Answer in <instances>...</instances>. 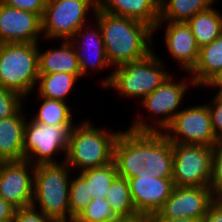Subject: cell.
Returning <instances> with one entry per match:
<instances>
[{
  "label": "cell",
  "mask_w": 222,
  "mask_h": 222,
  "mask_svg": "<svg viewBox=\"0 0 222 222\" xmlns=\"http://www.w3.org/2000/svg\"><path fill=\"white\" fill-rule=\"evenodd\" d=\"M118 176L172 178V142L162 132H120L113 149Z\"/></svg>",
  "instance_id": "1"
},
{
  "label": "cell",
  "mask_w": 222,
  "mask_h": 222,
  "mask_svg": "<svg viewBox=\"0 0 222 222\" xmlns=\"http://www.w3.org/2000/svg\"><path fill=\"white\" fill-rule=\"evenodd\" d=\"M93 17L100 25L106 57L111 67L117 68L141 60L153 52L152 36L155 34L151 26L98 9Z\"/></svg>",
  "instance_id": "2"
},
{
  "label": "cell",
  "mask_w": 222,
  "mask_h": 222,
  "mask_svg": "<svg viewBox=\"0 0 222 222\" xmlns=\"http://www.w3.org/2000/svg\"><path fill=\"white\" fill-rule=\"evenodd\" d=\"M112 131V132H111ZM120 131L97 128L88 120L71 130L65 162L71 169L83 171L113 162V149Z\"/></svg>",
  "instance_id": "3"
},
{
  "label": "cell",
  "mask_w": 222,
  "mask_h": 222,
  "mask_svg": "<svg viewBox=\"0 0 222 222\" xmlns=\"http://www.w3.org/2000/svg\"><path fill=\"white\" fill-rule=\"evenodd\" d=\"M71 173L65 162L35 165L32 206L55 222H70Z\"/></svg>",
  "instance_id": "4"
},
{
  "label": "cell",
  "mask_w": 222,
  "mask_h": 222,
  "mask_svg": "<svg viewBox=\"0 0 222 222\" xmlns=\"http://www.w3.org/2000/svg\"><path fill=\"white\" fill-rule=\"evenodd\" d=\"M161 59L153 51L141 60L113 68L109 76L102 80L101 86L118 91L121 98L139 97V100H143L171 75Z\"/></svg>",
  "instance_id": "5"
},
{
  "label": "cell",
  "mask_w": 222,
  "mask_h": 222,
  "mask_svg": "<svg viewBox=\"0 0 222 222\" xmlns=\"http://www.w3.org/2000/svg\"><path fill=\"white\" fill-rule=\"evenodd\" d=\"M40 43L0 44V86L29 98L39 77Z\"/></svg>",
  "instance_id": "6"
},
{
  "label": "cell",
  "mask_w": 222,
  "mask_h": 222,
  "mask_svg": "<svg viewBox=\"0 0 222 222\" xmlns=\"http://www.w3.org/2000/svg\"><path fill=\"white\" fill-rule=\"evenodd\" d=\"M175 78L170 75L154 92L147 95L140 104L145 108L150 116L149 121L140 117L139 114L134 119L133 124L128 128L135 132H163L164 129L172 122L174 116L182 109L180 107L188 86H194L195 83L190 77L189 79L183 78L179 82L173 81ZM183 80V81H182ZM180 110H179V109ZM154 117V121L152 118ZM152 121V122H151ZM153 123V124H152Z\"/></svg>",
  "instance_id": "7"
},
{
  "label": "cell",
  "mask_w": 222,
  "mask_h": 222,
  "mask_svg": "<svg viewBox=\"0 0 222 222\" xmlns=\"http://www.w3.org/2000/svg\"><path fill=\"white\" fill-rule=\"evenodd\" d=\"M97 10V0H47L42 21L44 40H70L75 33L90 21ZM88 22V23H87Z\"/></svg>",
  "instance_id": "8"
},
{
  "label": "cell",
  "mask_w": 222,
  "mask_h": 222,
  "mask_svg": "<svg viewBox=\"0 0 222 222\" xmlns=\"http://www.w3.org/2000/svg\"><path fill=\"white\" fill-rule=\"evenodd\" d=\"M29 120H26L24 130V159L33 165L62 163L57 161L54 155L63 152L66 157L70 133L74 126L58 127Z\"/></svg>",
  "instance_id": "9"
},
{
  "label": "cell",
  "mask_w": 222,
  "mask_h": 222,
  "mask_svg": "<svg viewBox=\"0 0 222 222\" xmlns=\"http://www.w3.org/2000/svg\"><path fill=\"white\" fill-rule=\"evenodd\" d=\"M173 184L210 187L213 146L172 143Z\"/></svg>",
  "instance_id": "10"
},
{
  "label": "cell",
  "mask_w": 222,
  "mask_h": 222,
  "mask_svg": "<svg viewBox=\"0 0 222 222\" xmlns=\"http://www.w3.org/2000/svg\"><path fill=\"white\" fill-rule=\"evenodd\" d=\"M162 133L172 143L213 146L218 142L207 103L182 108Z\"/></svg>",
  "instance_id": "11"
},
{
  "label": "cell",
  "mask_w": 222,
  "mask_h": 222,
  "mask_svg": "<svg viewBox=\"0 0 222 222\" xmlns=\"http://www.w3.org/2000/svg\"><path fill=\"white\" fill-rule=\"evenodd\" d=\"M34 172L35 165L26 159L0 162V196L16 209L32 206Z\"/></svg>",
  "instance_id": "12"
},
{
  "label": "cell",
  "mask_w": 222,
  "mask_h": 222,
  "mask_svg": "<svg viewBox=\"0 0 222 222\" xmlns=\"http://www.w3.org/2000/svg\"><path fill=\"white\" fill-rule=\"evenodd\" d=\"M41 17L0 2V44L40 43Z\"/></svg>",
  "instance_id": "13"
},
{
  "label": "cell",
  "mask_w": 222,
  "mask_h": 222,
  "mask_svg": "<svg viewBox=\"0 0 222 222\" xmlns=\"http://www.w3.org/2000/svg\"><path fill=\"white\" fill-rule=\"evenodd\" d=\"M214 197L210 187L174 186L170 197L158 211L166 218L200 219L207 214Z\"/></svg>",
  "instance_id": "14"
},
{
  "label": "cell",
  "mask_w": 222,
  "mask_h": 222,
  "mask_svg": "<svg viewBox=\"0 0 222 222\" xmlns=\"http://www.w3.org/2000/svg\"><path fill=\"white\" fill-rule=\"evenodd\" d=\"M164 23H167L164 24ZM164 30V43L167 53L174 62L179 63L183 71L190 73L197 64L200 47L187 23L184 22H158L154 32L161 27Z\"/></svg>",
  "instance_id": "15"
},
{
  "label": "cell",
  "mask_w": 222,
  "mask_h": 222,
  "mask_svg": "<svg viewBox=\"0 0 222 222\" xmlns=\"http://www.w3.org/2000/svg\"><path fill=\"white\" fill-rule=\"evenodd\" d=\"M92 25L95 27L93 28ZM70 41L77 52L82 79L89 69L96 72V70L103 71L105 68H111L106 57L101 28L97 22L93 24L90 22V24L81 27Z\"/></svg>",
  "instance_id": "16"
},
{
  "label": "cell",
  "mask_w": 222,
  "mask_h": 222,
  "mask_svg": "<svg viewBox=\"0 0 222 222\" xmlns=\"http://www.w3.org/2000/svg\"><path fill=\"white\" fill-rule=\"evenodd\" d=\"M128 182L133 205L141 217L158 212L174 188L172 178L135 177Z\"/></svg>",
  "instance_id": "17"
},
{
  "label": "cell",
  "mask_w": 222,
  "mask_h": 222,
  "mask_svg": "<svg viewBox=\"0 0 222 222\" xmlns=\"http://www.w3.org/2000/svg\"><path fill=\"white\" fill-rule=\"evenodd\" d=\"M160 0H97V9L143 22L153 29L159 22Z\"/></svg>",
  "instance_id": "18"
},
{
  "label": "cell",
  "mask_w": 222,
  "mask_h": 222,
  "mask_svg": "<svg viewBox=\"0 0 222 222\" xmlns=\"http://www.w3.org/2000/svg\"><path fill=\"white\" fill-rule=\"evenodd\" d=\"M25 115L22 107L14 116L0 119V162L24 159Z\"/></svg>",
  "instance_id": "19"
},
{
  "label": "cell",
  "mask_w": 222,
  "mask_h": 222,
  "mask_svg": "<svg viewBox=\"0 0 222 222\" xmlns=\"http://www.w3.org/2000/svg\"><path fill=\"white\" fill-rule=\"evenodd\" d=\"M60 48L39 49V74L68 73L78 79L82 74L78 64L77 52L70 40H62ZM54 48V49H53Z\"/></svg>",
  "instance_id": "20"
},
{
  "label": "cell",
  "mask_w": 222,
  "mask_h": 222,
  "mask_svg": "<svg viewBox=\"0 0 222 222\" xmlns=\"http://www.w3.org/2000/svg\"><path fill=\"white\" fill-rule=\"evenodd\" d=\"M222 69V34L210 44L200 47L197 64L190 76L198 88L205 86Z\"/></svg>",
  "instance_id": "21"
},
{
  "label": "cell",
  "mask_w": 222,
  "mask_h": 222,
  "mask_svg": "<svg viewBox=\"0 0 222 222\" xmlns=\"http://www.w3.org/2000/svg\"><path fill=\"white\" fill-rule=\"evenodd\" d=\"M216 0H160L159 22L187 23L194 15L203 12Z\"/></svg>",
  "instance_id": "22"
},
{
  "label": "cell",
  "mask_w": 222,
  "mask_h": 222,
  "mask_svg": "<svg viewBox=\"0 0 222 222\" xmlns=\"http://www.w3.org/2000/svg\"><path fill=\"white\" fill-rule=\"evenodd\" d=\"M199 47L210 44L222 34V13L216 7L199 12L188 22Z\"/></svg>",
  "instance_id": "23"
},
{
  "label": "cell",
  "mask_w": 222,
  "mask_h": 222,
  "mask_svg": "<svg viewBox=\"0 0 222 222\" xmlns=\"http://www.w3.org/2000/svg\"><path fill=\"white\" fill-rule=\"evenodd\" d=\"M105 200L110 204L113 214L121 220H133L141 217L133 205L130 186L126 178L117 176L108 188Z\"/></svg>",
  "instance_id": "24"
},
{
  "label": "cell",
  "mask_w": 222,
  "mask_h": 222,
  "mask_svg": "<svg viewBox=\"0 0 222 222\" xmlns=\"http://www.w3.org/2000/svg\"><path fill=\"white\" fill-rule=\"evenodd\" d=\"M78 78L74 74L64 72L39 74L36 88L38 97L47 99L68 101V95L72 92ZM38 86V87H37Z\"/></svg>",
  "instance_id": "25"
},
{
  "label": "cell",
  "mask_w": 222,
  "mask_h": 222,
  "mask_svg": "<svg viewBox=\"0 0 222 222\" xmlns=\"http://www.w3.org/2000/svg\"><path fill=\"white\" fill-rule=\"evenodd\" d=\"M42 103L32 120L54 126H74L73 112L68 102L38 97ZM73 118V119H72Z\"/></svg>",
  "instance_id": "26"
},
{
  "label": "cell",
  "mask_w": 222,
  "mask_h": 222,
  "mask_svg": "<svg viewBox=\"0 0 222 222\" xmlns=\"http://www.w3.org/2000/svg\"><path fill=\"white\" fill-rule=\"evenodd\" d=\"M79 175L87 182L88 194L92 199L106 198L108 188L113 180L118 176L114 162L98 167L90 168L79 172Z\"/></svg>",
  "instance_id": "27"
},
{
  "label": "cell",
  "mask_w": 222,
  "mask_h": 222,
  "mask_svg": "<svg viewBox=\"0 0 222 222\" xmlns=\"http://www.w3.org/2000/svg\"><path fill=\"white\" fill-rule=\"evenodd\" d=\"M92 198L88 194L87 182L78 174L71 178L69 190L70 222L87 207Z\"/></svg>",
  "instance_id": "28"
},
{
  "label": "cell",
  "mask_w": 222,
  "mask_h": 222,
  "mask_svg": "<svg viewBox=\"0 0 222 222\" xmlns=\"http://www.w3.org/2000/svg\"><path fill=\"white\" fill-rule=\"evenodd\" d=\"M113 214L110 204L99 197L92 199L87 207L74 219V222H119Z\"/></svg>",
  "instance_id": "29"
},
{
  "label": "cell",
  "mask_w": 222,
  "mask_h": 222,
  "mask_svg": "<svg viewBox=\"0 0 222 222\" xmlns=\"http://www.w3.org/2000/svg\"><path fill=\"white\" fill-rule=\"evenodd\" d=\"M210 188L214 198L222 199V141L213 145Z\"/></svg>",
  "instance_id": "30"
},
{
  "label": "cell",
  "mask_w": 222,
  "mask_h": 222,
  "mask_svg": "<svg viewBox=\"0 0 222 222\" xmlns=\"http://www.w3.org/2000/svg\"><path fill=\"white\" fill-rule=\"evenodd\" d=\"M24 101L19 93L0 86V119L14 116Z\"/></svg>",
  "instance_id": "31"
},
{
  "label": "cell",
  "mask_w": 222,
  "mask_h": 222,
  "mask_svg": "<svg viewBox=\"0 0 222 222\" xmlns=\"http://www.w3.org/2000/svg\"><path fill=\"white\" fill-rule=\"evenodd\" d=\"M216 96L208 102L211 116L212 128L218 141H222V93L214 94Z\"/></svg>",
  "instance_id": "32"
},
{
  "label": "cell",
  "mask_w": 222,
  "mask_h": 222,
  "mask_svg": "<svg viewBox=\"0 0 222 222\" xmlns=\"http://www.w3.org/2000/svg\"><path fill=\"white\" fill-rule=\"evenodd\" d=\"M47 0H0L1 3L39 15L44 13Z\"/></svg>",
  "instance_id": "33"
},
{
  "label": "cell",
  "mask_w": 222,
  "mask_h": 222,
  "mask_svg": "<svg viewBox=\"0 0 222 222\" xmlns=\"http://www.w3.org/2000/svg\"><path fill=\"white\" fill-rule=\"evenodd\" d=\"M12 222H55L33 206L16 209Z\"/></svg>",
  "instance_id": "34"
},
{
  "label": "cell",
  "mask_w": 222,
  "mask_h": 222,
  "mask_svg": "<svg viewBox=\"0 0 222 222\" xmlns=\"http://www.w3.org/2000/svg\"><path fill=\"white\" fill-rule=\"evenodd\" d=\"M201 222H222V199H213Z\"/></svg>",
  "instance_id": "35"
},
{
  "label": "cell",
  "mask_w": 222,
  "mask_h": 222,
  "mask_svg": "<svg viewBox=\"0 0 222 222\" xmlns=\"http://www.w3.org/2000/svg\"><path fill=\"white\" fill-rule=\"evenodd\" d=\"M148 222H201L200 219L194 218H166L159 212H155L146 217Z\"/></svg>",
  "instance_id": "36"
},
{
  "label": "cell",
  "mask_w": 222,
  "mask_h": 222,
  "mask_svg": "<svg viewBox=\"0 0 222 222\" xmlns=\"http://www.w3.org/2000/svg\"><path fill=\"white\" fill-rule=\"evenodd\" d=\"M16 208L0 196V220H13Z\"/></svg>",
  "instance_id": "37"
},
{
  "label": "cell",
  "mask_w": 222,
  "mask_h": 222,
  "mask_svg": "<svg viewBox=\"0 0 222 222\" xmlns=\"http://www.w3.org/2000/svg\"><path fill=\"white\" fill-rule=\"evenodd\" d=\"M204 87H210L211 89L215 88L217 90L214 91L222 93V69Z\"/></svg>",
  "instance_id": "38"
},
{
  "label": "cell",
  "mask_w": 222,
  "mask_h": 222,
  "mask_svg": "<svg viewBox=\"0 0 222 222\" xmlns=\"http://www.w3.org/2000/svg\"><path fill=\"white\" fill-rule=\"evenodd\" d=\"M119 222H148L146 217H139L137 219H133V220H121Z\"/></svg>",
  "instance_id": "39"
},
{
  "label": "cell",
  "mask_w": 222,
  "mask_h": 222,
  "mask_svg": "<svg viewBox=\"0 0 222 222\" xmlns=\"http://www.w3.org/2000/svg\"><path fill=\"white\" fill-rule=\"evenodd\" d=\"M0 222H12V220H0Z\"/></svg>",
  "instance_id": "40"
}]
</instances>
